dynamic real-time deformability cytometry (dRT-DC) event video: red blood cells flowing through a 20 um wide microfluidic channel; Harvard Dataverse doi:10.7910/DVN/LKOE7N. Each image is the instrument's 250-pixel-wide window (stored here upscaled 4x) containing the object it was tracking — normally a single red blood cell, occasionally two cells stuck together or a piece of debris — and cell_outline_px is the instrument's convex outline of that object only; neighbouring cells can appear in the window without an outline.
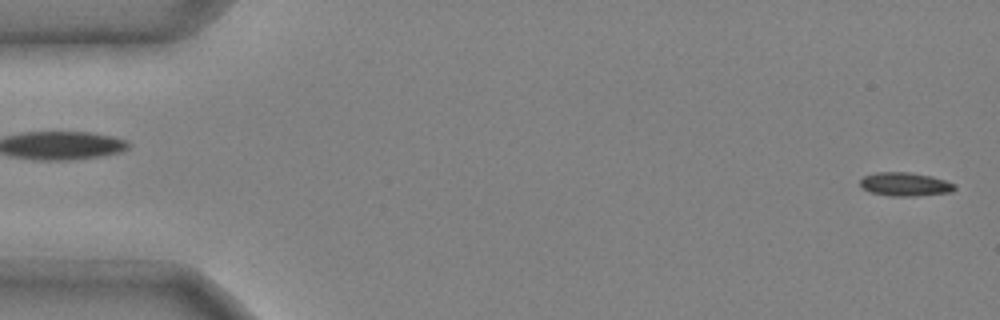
{"species": "common noctule bat (a hibernating species)", "species_latin": "Nyctalus noctula", "temperature_condition": "cold", "stored_images_in_passage": 48, "camera_frame_rate_fps": 3000, "um_per_image_px": 0.085, "animal": {"sex": "male", "body_mass_g": 20.4}, "frame": {"image": 1, "passage_image": 1, "time_ms": 0.0, "image_size_px": [1000, 320], "cell_outline_px": [[956, 188], [952, 192], [916, 196], [892, 196], [872, 192], [864, 188], [860, 184], [860, 180], [864, 176], [876, 172], [912, 172], [932, 176], [956, 184]], "centroid_in_image_um": [76.97, 15.65], "position_along_channel_um": 8.0, "area_um2": 13.01}}
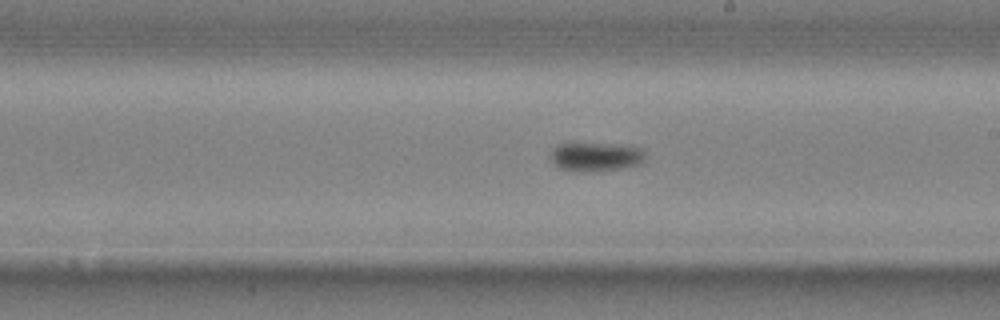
{"frame": {"image": 2, "passage_image": 28, "time_ms": 9.0, "image_size_px": [1000, 320], "cell_outline_px": [[644, 160], [640, 164], [620, 168], [580, 172], [560, 168], [552, 160], [552, 148], [556, 144], [564, 140], [572, 140], [632, 144], [640, 148], [644, 152]], "centroid_in_image_um": [50.61, 13.22], "position_along_channel_um": 238.4, "area_um2": 16.99}}
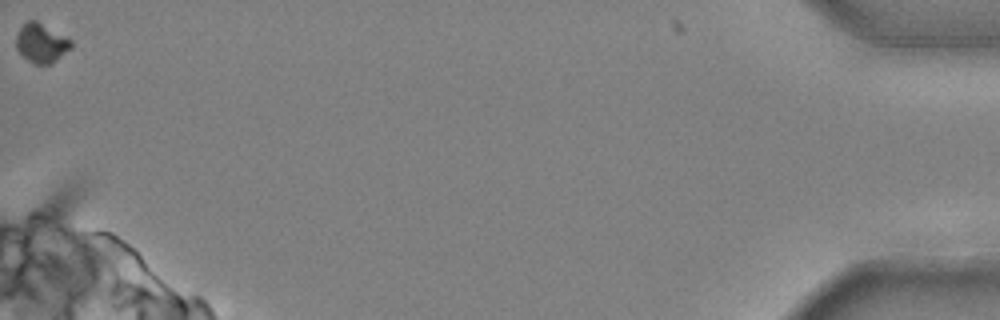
{"frame": {"image": 3, "passage_image": 48, "time_ms": 15.667, "image_size_px": [1000, 320], "cell_outline_px": [[72, 48], [52, 64], [36, 64], [28, 60], [16, 48], [16, 36], [20, 28], [28, 20], [36, 20], [72, 40]], "centroid_in_image_um": [3.53, 3.66], "position_along_channel_um": 431.7, "area_um2": 12.48}}